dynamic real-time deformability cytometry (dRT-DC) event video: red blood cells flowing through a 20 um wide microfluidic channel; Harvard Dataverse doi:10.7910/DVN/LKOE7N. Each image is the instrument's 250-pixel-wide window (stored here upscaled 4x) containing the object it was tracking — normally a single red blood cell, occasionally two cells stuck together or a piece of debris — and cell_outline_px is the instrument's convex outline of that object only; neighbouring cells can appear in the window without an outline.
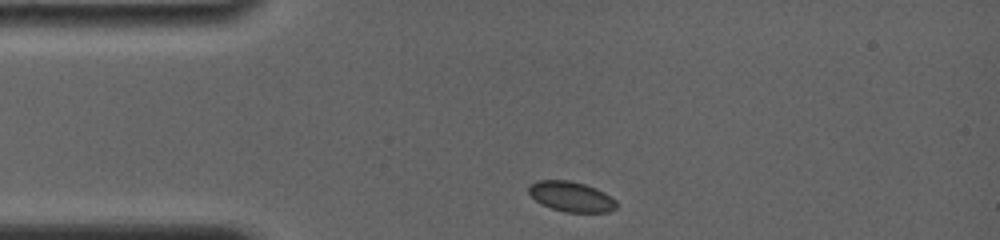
{"species": "common noctule bat (a hibernating species)", "species_latin": "Nyctalus noctula", "temperature_condition": "room temperature", "stored_images_in_passage": 13, "camera_frame_rate_fps": 4000, "um_per_image_px": 0.085, "animal": {"sex": "female", "body_mass_g": 19.0, "forearm_length_mm": 56.7}, "frame": {"image": 1, "passage_image": 1, "time_ms": 0.0, "image_size_px": [1000, 240], "cell_outline_px": [[616, 208], [608, 212], [564, 212], [540, 204], [528, 192], [528, 188], [536, 180], [568, 180], [584, 184], [596, 188], [604, 192], [616, 200]], "centroid_in_image_um": [48.55, 16.71], "position_along_channel_um": 36.4, "area_um2": 15.37}}
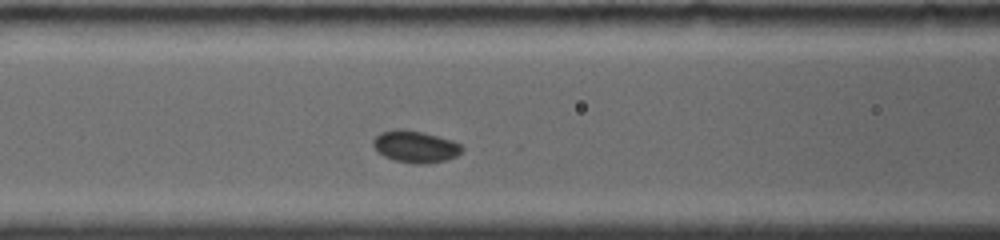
{"frame": {"image": 2, "passage_image": 10, "time_ms": 3.25, "image_size_px": [1000, 240], "cell_outline_px": [[464, 148], [456, 156], [444, 160], [424, 164], [416, 164], [392, 160], [384, 156], [372, 144], [372, 140], [380, 132], [392, 128], [400, 128], [424, 132], [452, 140], [460, 144]], "centroid_in_image_um": [35.28, 12.44], "position_along_channel_um": 131.3, "area_um2": 16.59}}
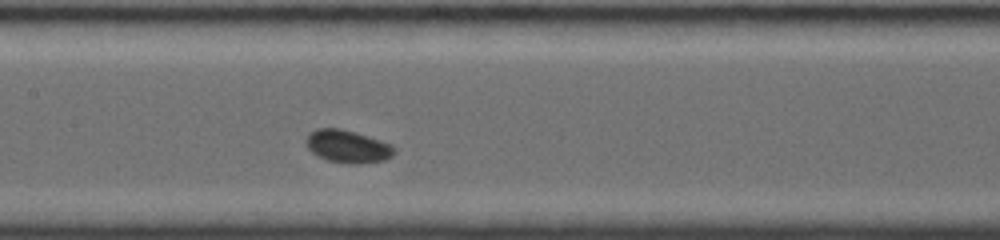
{"frame": {"image": 3, "passage_image": 13, "time_ms": 4.5, "image_size_px": [1000, 240], "cell_outline_px": [[396, 152], [392, 156], [384, 160], [360, 164], [352, 164], [328, 160], [316, 156], [308, 148], [304, 140], [316, 128], [340, 128], [380, 140], [396, 148]], "centroid_in_image_um": [29.54, 12.45], "position_along_channel_um": 177.9, "area_um2": 16.7}}